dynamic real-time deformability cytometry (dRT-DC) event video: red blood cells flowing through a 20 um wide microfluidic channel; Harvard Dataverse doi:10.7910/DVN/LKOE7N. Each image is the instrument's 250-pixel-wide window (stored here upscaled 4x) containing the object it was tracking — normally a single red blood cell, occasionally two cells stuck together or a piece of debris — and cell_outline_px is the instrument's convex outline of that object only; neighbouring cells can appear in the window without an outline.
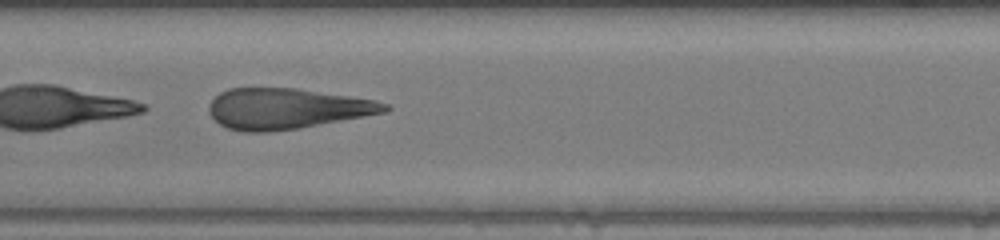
{"species": "human", "species_latin": "Homo sapiens", "temperature_condition": "warm", "stored_images_in_passage": 45, "camera_frame_rate_fps": 3000, "um_per_image_px": 0.085, "donor": {"sex": "female"}, "frame": {"image": 1, "passage_image": 21, "time_ms": 6.667, "image_size_px": [1000, 240], "cell_outline_px": [[392, 108], [384, 112], [300, 128], [268, 132], [244, 132], [228, 128], [220, 124], [208, 112], [208, 104], [220, 92], [228, 88], [296, 88], [376, 100], [388, 104]], "centroid_in_image_um": [24.34, 9.23], "position_along_channel_um": 183.1, "area_um2": 41.5}}
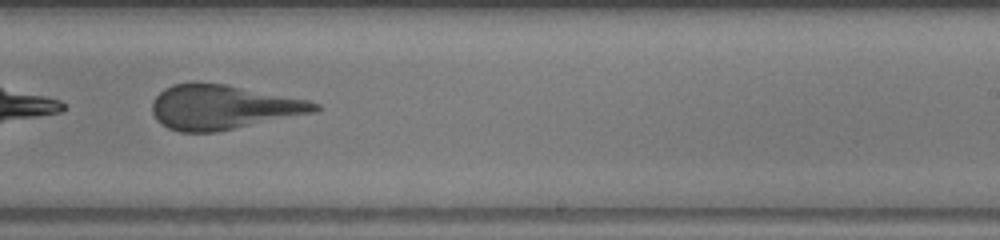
{"frame": {"image": 2, "passage_image": 27, "time_ms": 8.667, "image_size_px": [1000, 240], "cell_outline_px": [[320, 108], [316, 112], [216, 132], [180, 132], [168, 128], [156, 120], [152, 112], [152, 104], [156, 96], [164, 88], [172, 84], [192, 80], [224, 84], [308, 100], [320, 104]], "centroid_in_image_um": [18.91, 9.09], "position_along_channel_um": 270.1, "area_um2": 42.37}}
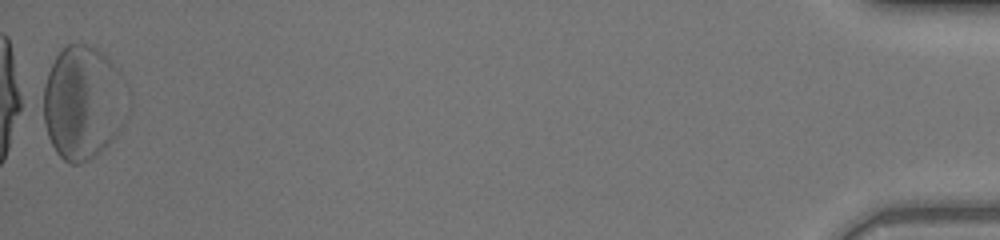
{"frame": {"image": 3, "passage_image": 45, "time_ms": 14.667, "image_size_px": [1000, 240], "cell_outline_px": [[132, 104], [128, 116], [124, 124], [108, 144], [104, 148], [88, 160], [80, 164], [68, 164], [56, 152], [48, 136], [44, 124], [44, 84], [48, 72], [56, 56], [68, 44], [84, 44], [96, 48], [104, 52], [120, 72], [128, 84], [132, 96]], "centroid_in_image_um": [7.15, 8.72], "position_along_channel_um": 428.1, "area_um2": 56.99}}